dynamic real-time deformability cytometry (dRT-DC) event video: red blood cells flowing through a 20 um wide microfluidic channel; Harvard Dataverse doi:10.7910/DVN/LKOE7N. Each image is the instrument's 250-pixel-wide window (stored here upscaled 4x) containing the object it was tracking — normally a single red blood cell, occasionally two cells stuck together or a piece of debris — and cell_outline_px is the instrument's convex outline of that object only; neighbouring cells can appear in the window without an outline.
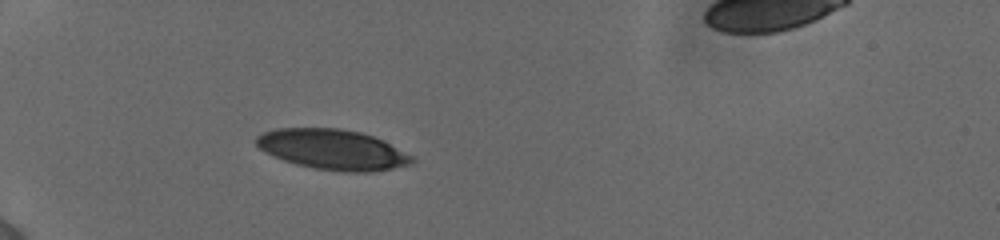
{"species": "human", "species_latin": "Homo sapiens", "temperature_condition": "cold", "stored_images_in_passage": 21, "camera_frame_rate_fps": 3000, "um_per_image_px": 0.085, "donor": {"sex": "female"}, "frame": {"image": 1, "passage_image": 1, "time_ms": 0.0, "image_size_px": [1000, 240], "cell_outline_px": [[416, 160], [408, 164], [392, 168], [372, 172], [344, 172], [316, 168], [296, 164], [272, 156], [264, 152], [256, 144], [256, 136], [264, 132], [276, 128], [340, 128], [360, 132], [372, 136], [412, 156]], "centroid_in_image_um": [28.22, 12.71], "position_along_channel_um": 56.8, "area_um2": 36.13}}
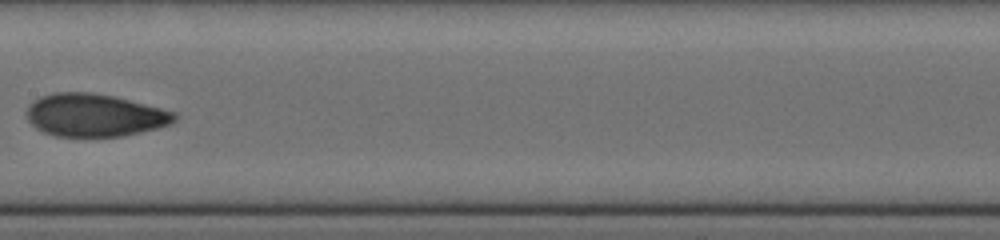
{"frame": {"image": 2, "passage_image": 12, "time_ms": 4.333, "image_size_px": [1000, 240], "cell_outline_px": [[180, 116], [176, 120], [168, 124], [156, 128], [140, 132], [120, 136], [56, 136], [44, 132], [36, 128], [28, 120], [28, 108], [40, 96], [52, 92], [88, 92], [112, 96], [176, 112]], "centroid_in_image_um": [8.05, 9.79], "position_along_channel_um": 199.4, "area_um2": 36.36}}
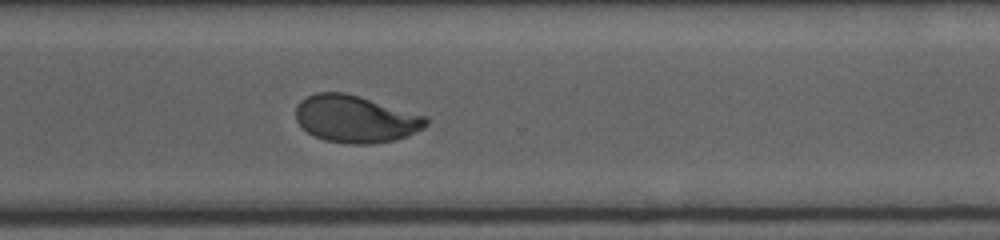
{"frame": {"image": 3, "passage_image": 21, "time_ms": 8.0, "image_size_px": [1000, 240], "cell_outline_px": [[428, 124], [424, 128], [408, 136], [392, 140], [372, 144], [352, 144], [324, 140], [308, 132], [296, 120], [296, 104], [300, 100], [316, 92], [344, 92], [428, 116]], "centroid_in_image_um": [30.24, 10.11], "position_along_channel_um": 340.4, "area_um2": 35.78}}